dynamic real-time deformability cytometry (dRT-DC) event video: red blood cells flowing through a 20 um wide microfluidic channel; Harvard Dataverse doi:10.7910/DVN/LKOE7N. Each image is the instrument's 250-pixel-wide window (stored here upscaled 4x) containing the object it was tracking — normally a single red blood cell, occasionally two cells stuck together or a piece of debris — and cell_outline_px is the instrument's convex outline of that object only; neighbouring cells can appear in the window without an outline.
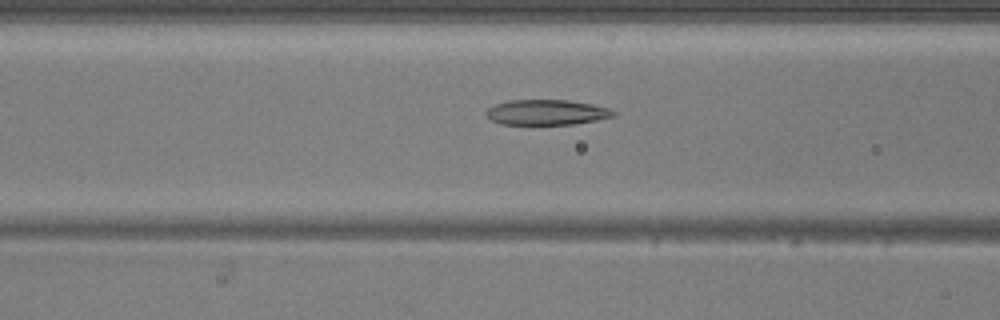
{"species": "common noctule bat (a hibernating species)", "species_latin": "Nyctalus noctula", "temperature_condition": "warm", "stored_images_in_passage": 49, "camera_frame_rate_fps": 3000, "um_per_image_px": 0.085, "animal": {"sex": "male", "body_mass_g": 20.5, "forearm_length_mm": 52.5}, "frame": {"image": 1, "passage_image": 20, "time_ms": 6.333, "image_size_px": [1000, 320], "cell_outline_px": [[616, 116], [596, 120], [572, 124], [500, 124], [492, 120], [484, 112], [488, 108], [496, 104], [508, 100], [568, 100], [592, 104], [608, 108], [616, 112]], "centroid_in_image_um": [46.46, 9.54], "position_along_channel_um": 120.1, "area_um2": 18.67}}
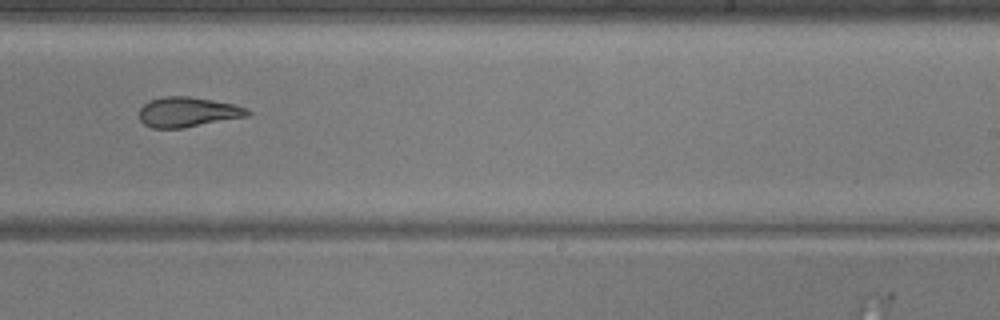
{"frame": {"image": 2, "passage_image": 31, "time_ms": 10.0, "image_size_px": [1000, 320], "cell_outline_px": [[252, 112], [248, 116], [184, 128], [152, 128], [144, 124], [140, 120], [140, 108], [144, 104], [152, 100], [164, 96], [188, 96], [212, 100], [232, 104], [244, 108]], "centroid_in_image_um": [15.94, 9.53], "position_along_channel_um": 273.1, "area_um2": 18.73}}
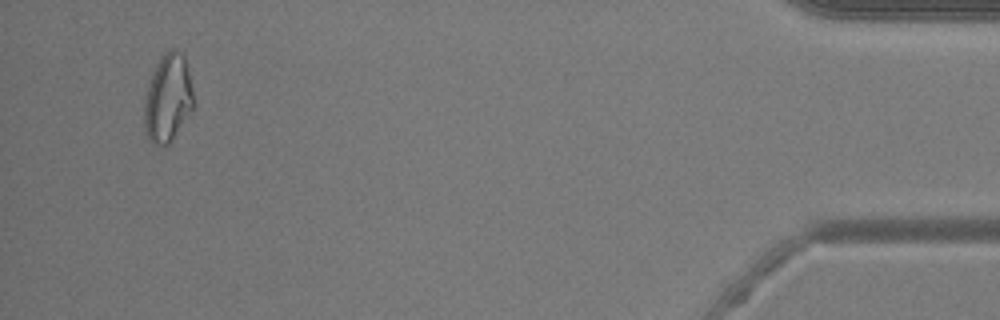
{"frame": {"image": 3, "passage_image": 47, "time_ms": 15.333, "image_size_px": [1000, 320], "cell_outline_px": [[192, 108], [172, 140], [168, 144], [152, 144], [144, 132], [144, 104], [148, 84], [156, 64], [164, 52], [172, 48], [184, 52], [192, 92]], "centroid_in_image_um": [14.24, 8.32], "position_along_channel_um": 421.0, "area_um2": 24.91}, "authors_computed_cell_mechanics": {"area_um2": 21.1548, "velocity_mm_per_s": 4.1683, "shape_relaxation_time_tau1_ms": 6.051, "shape_relaxation_time_tau2_ms": 2.6962, "deformation_change_tau1": 0.2026, "deformation_change_tau2": 0.1124}}